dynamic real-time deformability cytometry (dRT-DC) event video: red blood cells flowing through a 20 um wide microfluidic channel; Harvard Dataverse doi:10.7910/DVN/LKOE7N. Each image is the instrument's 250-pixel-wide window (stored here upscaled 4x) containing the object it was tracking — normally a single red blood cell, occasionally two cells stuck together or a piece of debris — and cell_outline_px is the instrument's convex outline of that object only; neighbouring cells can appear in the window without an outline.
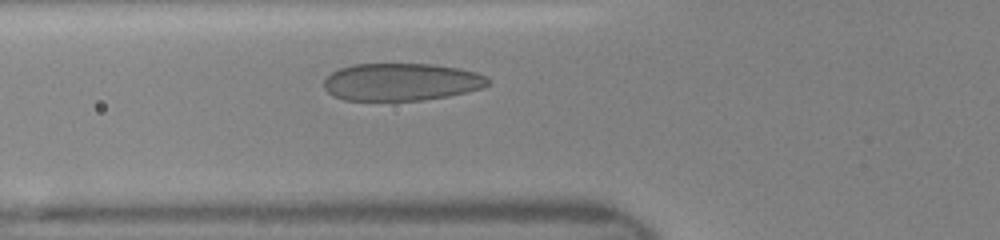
{"species": "human", "species_latin": "Homo sapiens", "temperature_condition": "room temperature", "stored_images_in_passage": 38, "camera_frame_rate_fps": 3000, "um_per_image_px": 0.085, "donor": {"sex": "female"}, "frame": {"image": 1, "passage_image": 8, "time_ms": 2.333, "image_size_px": [1000, 240], "cell_outline_px": [[492, 84], [480, 88], [448, 96], [420, 100], [344, 100], [332, 96], [324, 88], [324, 80], [332, 72], [340, 68], [352, 64], [432, 64], [460, 68], [476, 72], [492, 80]], "centroid_in_image_um": [34.11, 6.96], "position_along_channel_um": 91.7, "area_um2": 35.89}}
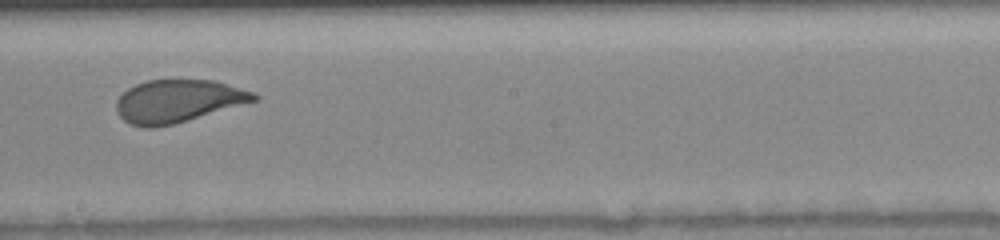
{"frame": {"image": 2, "passage_image": 18, "time_ms": 5.667, "image_size_px": [1000, 240], "cell_outline_px": [[260, 100], [172, 124], [152, 128], [144, 128], [132, 124], [124, 120], [120, 116], [116, 108], [116, 100], [128, 88], [136, 84], [148, 80], [216, 80], [256, 92], [260, 96]], "centroid_in_image_um": [15.18, 8.58], "position_along_channel_um": 233.0, "area_um2": 34.33}}
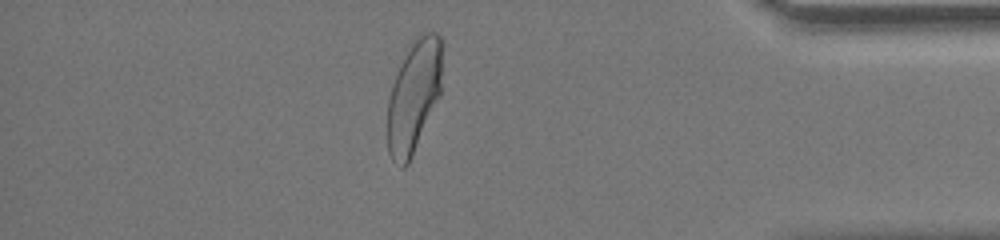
{"frame": {"image": 3, "passage_image": 32, "time_ms": 10.333, "image_size_px": [1000, 240], "cell_outline_px": [[440, 96], [412, 156], [408, 164], [404, 168], [400, 168], [392, 160], [388, 152], [388, 100], [392, 84], [412, 44], [420, 32], [436, 32], [440, 36]], "centroid_in_image_um": [35.16, 8.25], "position_along_channel_um": 400.0, "area_um2": 34.97}}